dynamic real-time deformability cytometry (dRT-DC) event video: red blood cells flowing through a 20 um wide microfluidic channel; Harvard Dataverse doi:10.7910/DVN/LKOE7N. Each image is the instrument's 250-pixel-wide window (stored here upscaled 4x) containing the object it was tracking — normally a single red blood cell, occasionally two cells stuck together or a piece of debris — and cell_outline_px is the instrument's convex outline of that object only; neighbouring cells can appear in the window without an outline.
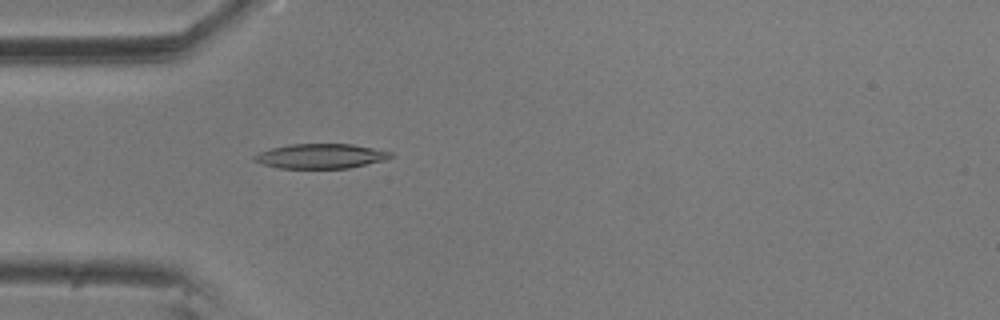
{"species": "common noctule bat (a hibernating species)", "species_latin": "Nyctalus noctula", "temperature_condition": "room temperature", "stored_images_in_passage": 49, "camera_frame_rate_fps": 3000, "um_per_image_px": 0.085, "animal": {"sex": "male", "body_mass_g": 20.5, "forearm_length_mm": 52.5}, "frame": {"image": 1, "passage_image": 10, "time_ms": 3.0, "image_size_px": [1000, 320], "cell_outline_px": [[392, 156], [384, 160], [348, 168], [280, 168], [264, 164], [252, 160], [252, 156], [260, 152], [272, 148], [288, 144], [352, 144], [392, 152]], "centroid_in_image_um": [27.23, 13.26], "position_along_channel_um": 57.8, "area_um2": 19.42}}
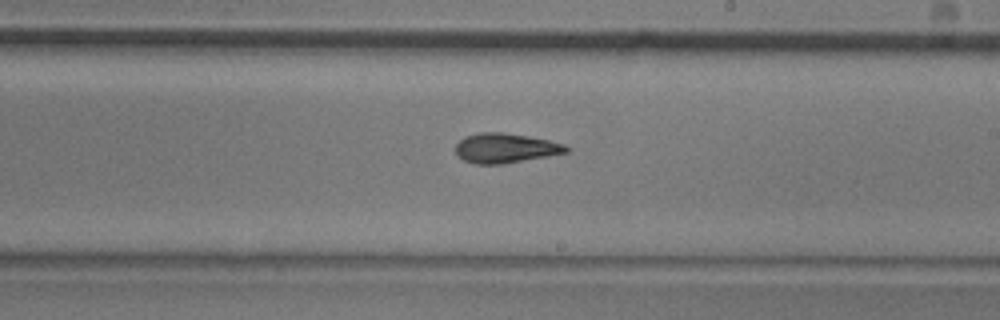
{"frame": {"image": 2, "passage_image": 26, "time_ms": 8.333, "image_size_px": [1000, 320], "cell_outline_px": [[568, 152], [548, 156], [504, 164], [476, 164], [464, 160], [456, 152], [456, 144], [464, 136], [476, 132], [500, 132], [528, 136], [548, 140], [564, 144], [568, 148]], "centroid_in_image_um": [42.94, 12.58], "position_along_channel_um": 246.1, "area_um2": 19.07}}
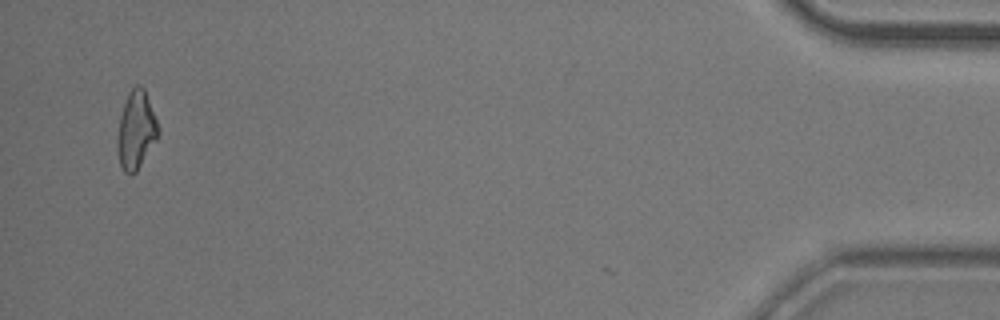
{"frame": {"image": 3, "passage_image": 48, "time_ms": 15.667, "image_size_px": [1000, 320], "cell_outline_px": [[160, 132], [156, 140], [136, 172], [124, 172], [120, 164], [116, 148], [116, 140], [120, 116], [128, 92], [136, 84], [140, 84], [144, 88], [156, 120]], "centroid_in_image_um": [11.55, 11.04], "position_along_channel_um": 423.7, "area_um2": 18.38}, "authors_computed_cell_mechanics": {"area_um2": 18.785, "velocity_mm_per_s": 3.5706, "shape_relaxation_time_tau1_ms": 5.6525, "shape_relaxation_time_tau2_ms": 2.7226, "deformation_change_tau1": 0.1719, "deformation_change_tau2": 0.1029}}